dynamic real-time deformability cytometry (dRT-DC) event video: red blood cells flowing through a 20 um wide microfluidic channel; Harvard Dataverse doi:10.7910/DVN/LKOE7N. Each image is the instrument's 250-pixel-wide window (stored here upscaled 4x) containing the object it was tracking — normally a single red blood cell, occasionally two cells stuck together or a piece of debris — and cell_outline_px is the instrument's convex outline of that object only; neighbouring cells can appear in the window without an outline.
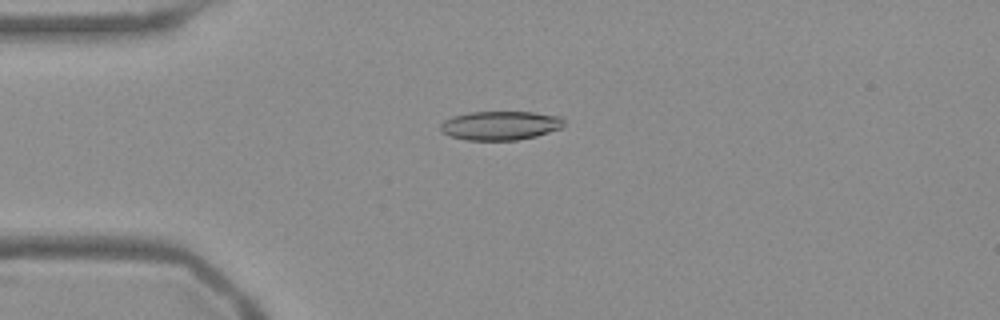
{"species": "Egyptian fruit bat (a non-hibernating species)", "species_latin": "Rousettus aegyptiacus", "temperature_condition": "warm", "stored_images_in_passage": 53, "camera_frame_rate_fps": 3000, "um_per_image_px": 0.085, "frame": {"image": 1, "passage_image": 13, "time_ms": 4.0, "image_size_px": [1000, 320], "cell_outline_px": [[564, 124], [560, 128], [536, 136], [516, 140], [468, 140], [448, 136], [440, 132], [440, 124], [444, 120], [452, 116], [468, 112], [532, 112], [560, 116], [564, 120]], "centroid_in_image_um": [42.47, 10.67], "position_along_channel_um": 42.5, "area_um2": 20.92}}
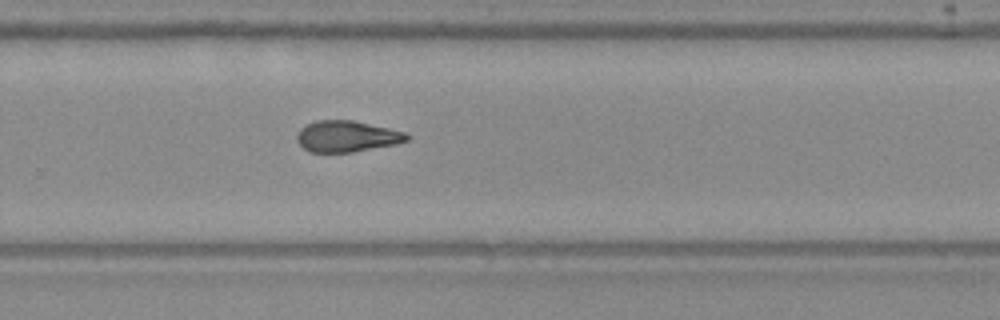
{"frame": {"image": 2, "passage_image": 35, "time_ms": 11.333, "image_size_px": [1000, 320], "cell_outline_px": [[412, 136], [408, 140], [396, 144], [352, 152], [308, 152], [296, 140], [296, 132], [304, 124], [316, 120], [352, 120], [388, 128], [404, 132]], "centroid_in_image_um": [29.44, 11.58], "position_along_channel_um": 300.4, "area_um2": 20.11}}
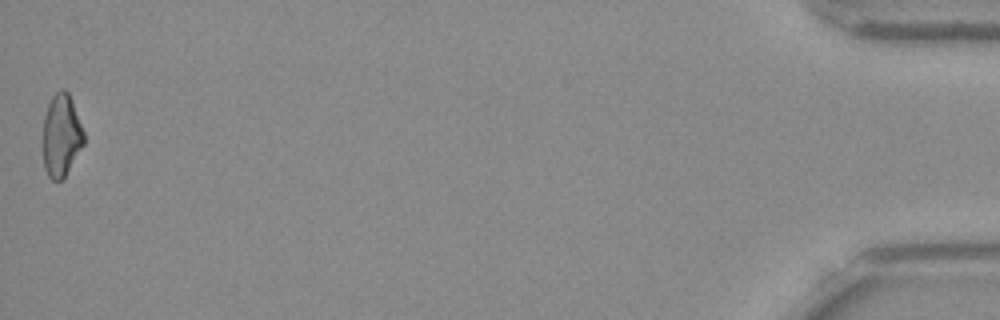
{"frame": {"image": 3, "passage_image": 53, "time_ms": 17.333, "image_size_px": [1000, 320], "cell_outline_px": [[84, 144], [64, 176], [60, 180], [52, 180], [48, 176], [44, 168], [40, 144], [40, 140], [44, 116], [48, 104], [52, 96], [60, 88], [64, 88], [68, 92], [72, 100], [84, 132]], "centroid_in_image_um": [5.15, 11.5], "position_along_channel_um": 430.0, "area_um2": 20.23}, "authors_computed_cell_mechanics": {"area_um2": 20.5768, "velocity_mm_per_s": 3.8051, "shape_relaxation_time_tau1_ms": 10.4422, "shape_relaxation_time_tau2_ms": 3.6043, "deformation_change_tau1": 0.2241, "deformation_change_tau2": 0.1166}}